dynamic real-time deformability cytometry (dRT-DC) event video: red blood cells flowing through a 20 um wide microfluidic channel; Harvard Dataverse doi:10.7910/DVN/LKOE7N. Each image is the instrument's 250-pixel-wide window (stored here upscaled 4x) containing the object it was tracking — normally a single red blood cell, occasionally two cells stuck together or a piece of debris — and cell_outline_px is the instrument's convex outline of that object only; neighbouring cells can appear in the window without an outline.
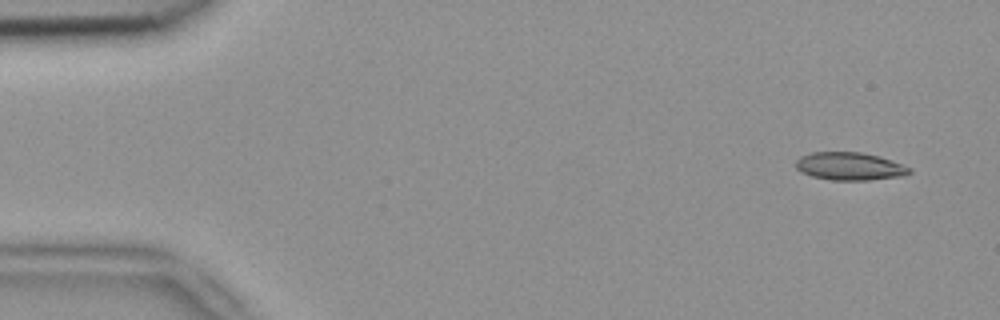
{"species": "common noctule bat (a hibernating species)", "species_latin": "Nyctalus noctula", "temperature_condition": "room temperature", "stored_images_in_passage": 5, "camera_frame_rate_fps": 3000, "um_per_image_px": 0.085, "animal": {"sex": "female", "body_mass_g": 18.4}, "frame": {"image": 1, "passage_image": 1, "time_ms": 0.0, "image_size_px": [1000, 320], "cell_outline_px": [[912, 172], [904, 176], [868, 180], [832, 180], [812, 176], [800, 172], [796, 168], [796, 160], [800, 156], [812, 152], [860, 152], [880, 156], [912, 168]], "centroid_in_image_um": [72.23, 14.13], "position_along_channel_um": 12.8, "area_um2": 18.55}}
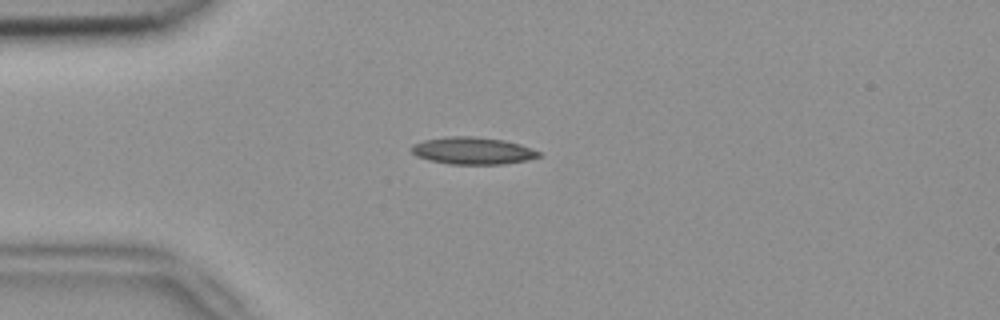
{"frame": {"image": 2, "passage_image": 3, "time_ms": 0.667, "image_size_px": [1000, 320], "cell_outline_px": [[540, 156], [528, 160], [500, 164], [448, 164], [428, 160], [416, 156], [412, 152], [412, 144], [424, 140], [448, 136], [472, 136], [504, 140], [520, 144], [532, 148], [540, 152]], "centroid_in_image_um": [40.17, 12.81], "position_along_channel_um": 44.8, "area_um2": 20.17}}
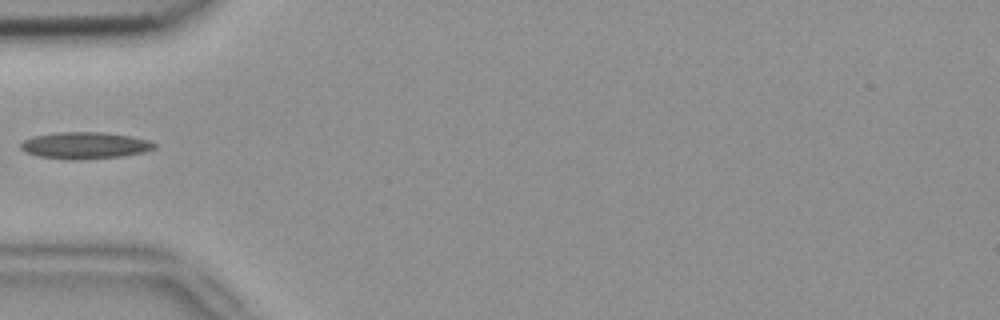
{"frame": {"image": 3, "passage_image": 4, "time_ms": 1.0, "image_size_px": [1000, 320], "cell_outline_px": [[156, 148], [144, 152], [120, 156], [76, 160], [72, 160], [36, 156], [24, 152], [20, 148], [20, 144], [24, 140], [32, 136], [56, 132], [104, 132], [132, 136], [148, 140], [156, 144]], "centroid_in_image_um": [7.18, 12.36], "position_along_channel_um": 77.8, "area_um2": 20.98}}